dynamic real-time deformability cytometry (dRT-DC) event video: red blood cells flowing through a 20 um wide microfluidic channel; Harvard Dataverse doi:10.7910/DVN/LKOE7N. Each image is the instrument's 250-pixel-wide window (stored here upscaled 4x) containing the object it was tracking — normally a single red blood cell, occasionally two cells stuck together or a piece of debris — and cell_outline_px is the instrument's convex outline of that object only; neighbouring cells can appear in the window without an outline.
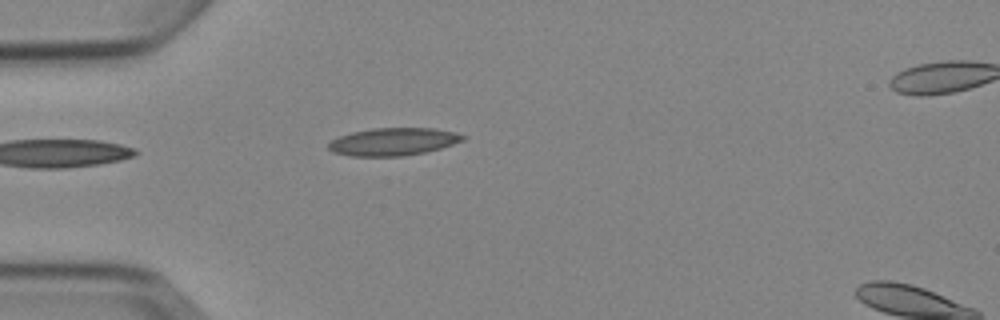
{"species": "Egyptian fruit bat (a non-hibernating species)", "species_latin": "Rousettus aegyptiacus", "temperature_condition": "cold", "stored_images_in_passage": 4, "camera_frame_rate_fps": 3000, "um_per_image_px": 0.085, "animal": {"sex": "female"}, "frame": {"image": 1, "passage_image": 4, "time_ms": 3.667, "image_size_px": [1000, 320], "cell_outline_px": [[468, 136], [464, 140], [440, 148], [424, 152], [404, 156], [352, 156], [332, 152], [328, 148], [328, 144], [332, 140], [340, 136], [352, 132], [372, 128], [436, 128]], "centroid_in_image_um": [33.42, 12.04], "position_along_channel_um": 51.6, "area_um2": 21.56}}